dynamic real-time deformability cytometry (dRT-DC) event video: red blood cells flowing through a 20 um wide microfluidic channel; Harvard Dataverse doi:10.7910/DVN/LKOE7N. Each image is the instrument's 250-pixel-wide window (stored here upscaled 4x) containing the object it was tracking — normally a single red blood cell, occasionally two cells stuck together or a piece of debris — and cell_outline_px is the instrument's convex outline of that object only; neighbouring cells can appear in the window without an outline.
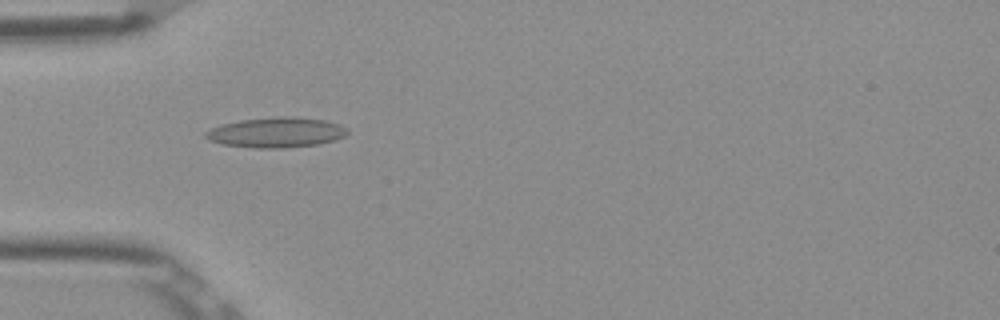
{"species": "Egyptian fruit bat (a non-hibernating species)", "species_latin": "Rousettus aegyptiacus", "temperature_condition": "room temperature", "stored_images_in_passage": 52, "camera_frame_rate_fps": 3000, "um_per_image_px": 0.085, "frame": {"image": 1, "passage_image": 16, "time_ms": 5.0, "image_size_px": [1000, 320], "cell_outline_px": [[348, 132], [344, 136], [336, 140], [320, 144], [284, 148], [256, 148], [224, 144], [208, 140], [204, 136], [204, 132], [212, 128], [224, 124], [240, 120], [276, 116], [288, 116], [324, 120], [340, 124], [348, 128]], "centroid_in_image_um": [23.51, 11.26], "position_along_channel_um": 61.5, "area_um2": 24.97}}
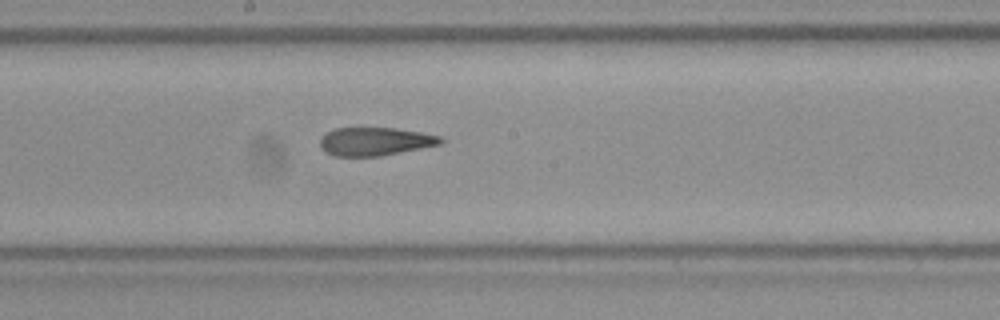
{"frame": {"image": 2, "passage_image": 28, "time_ms": 9.0, "image_size_px": [1000, 320], "cell_outline_px": [[444, 140], [440, 144], [380, 156], [336, 156], [324, 152], [320, 148], [320, 136], [332, 128], [396, 128], [420, 132], [440, 136]], "centroid_in_image_um": [31.81, 12.02], "position_along_channel_um": 216.4, "area_um2": 19.88}}
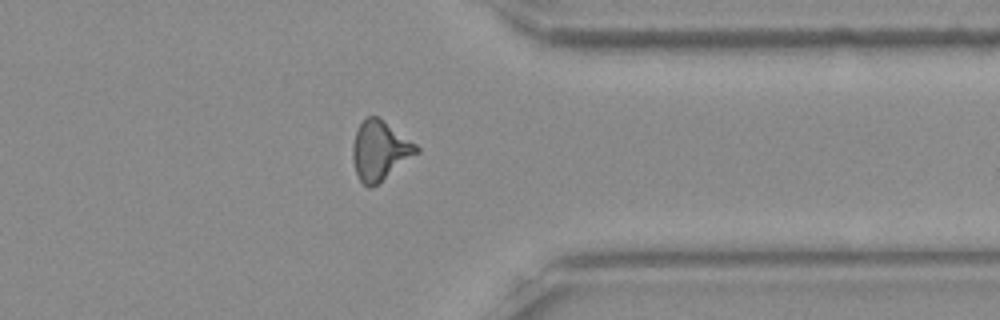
{"frame": {"image": 3, "passage_image": 41, "time_ms": 13.333, "image_size_px": [1000, 320], "cell_outline_px": [[420, 152], [372, 188], [368, 188], [360, 180], [356, 172], [352, 156], [352, 144], [356, 132], [360, 124], [368, 116], [376, 116], [416, 144], [420, 148]], "centroid_in_image_um": [32.28, 12.82], "position_along_channel_um": 379.1, "area_um2": 21.73}, "authors_computed_cell_mechanics": {"area_um2": 21.4149, "velocity_mm_per_s": 3.9071, "shape_relaxation_time_tau1_ms": null, "shape_relaxation_time_tau2_ms": 3.101, "deformation_change_tau1": null, "deformation_change_tau2": 0.1182}}